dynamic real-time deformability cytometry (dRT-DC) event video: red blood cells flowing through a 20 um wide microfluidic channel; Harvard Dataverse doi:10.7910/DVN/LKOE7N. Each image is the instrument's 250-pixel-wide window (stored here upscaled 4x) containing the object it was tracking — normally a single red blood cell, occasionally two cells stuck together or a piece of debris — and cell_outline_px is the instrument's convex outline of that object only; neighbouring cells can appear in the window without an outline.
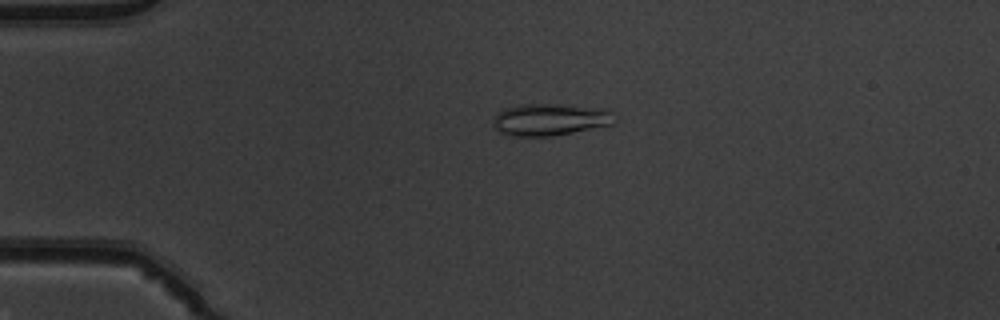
{"species": "common noctule bat (a hibernating species)", "species_latin": "Nyctalus noctula", "temperature_condition": "warm", "stored_images_in_passage": 51, "camera_frame_rate_fps": 3000, "um_per_image_px": 0.085, "animal": {"sex": "male", "body_mass_g": 19.5, "forearm_length_mm": 54.6}, "frame": {"image": 1, "passage_image": 12, "time_ms": 3.667, "image_size_px": [1000, 320], "cell_outline_px": [[612, 124], [552, 136], [512, 136], [500, 132], [496, 128], [492, 120], [496, 112], [504, 108], [520, 104], [556, 104], [604, 108], [612, 112]], "centroid_in_image_um": [46.68, 10.15], "position_along_channel_um": 38.3, "area_um2": 22.48}}
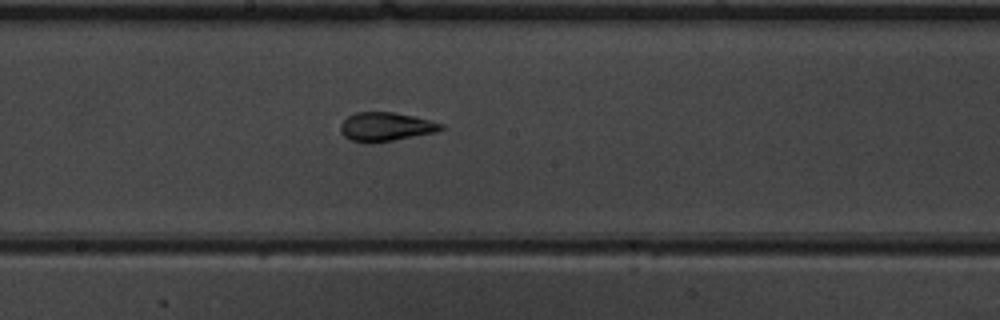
{"frame": {"image": 2, "passage_image": 28, "time_ms": 9.0, "image_size_px": [1000, 320], "cell_outline_px": [[444, 128], [436, 132], [392, 140], [368, 144], [364, 144], [352, 140], [344, 136], [340, 132], [340, 124], [348, 116], [356, 112], [392, 112], [412, 116], [444, 124]], "centroid_in_image_um": [32.75, 10.78], "position_along_channel_um": 215.5, "area_um2": 16.82}}
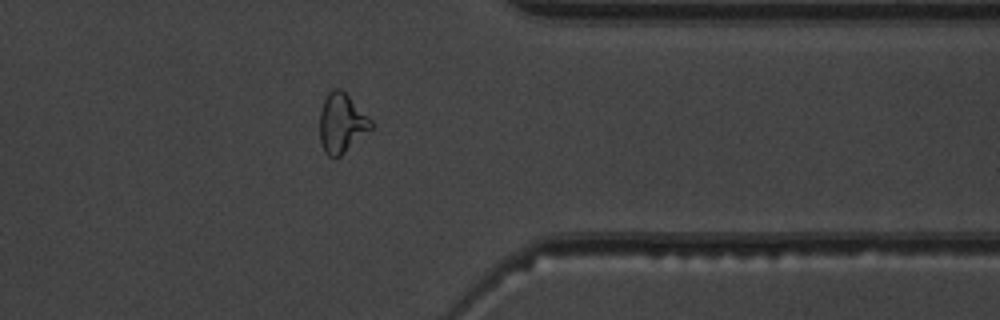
{"frame": {"image": 3, "passage_image": 41, "time_ms": 13.333, "image_size_px": [1000, 320], "cell_outline_px": [[372, 128], [340, 156], [328, 156], [324, 152], [320, 144], [320, 112], [324, 100], [328, 92], [332, 88], [340, 88], [372, 120]], "centroid_in_image_um": [29.02, 10.46], "position_along_channel_um": 382.4, "area_um2": 17.51}, "authors_computed_cell_mechanics": {"area_um2": 18.1492, "velocity_mm_per_s": 4.0402, "shape_relaxation_time_tau1_ms": null, "shape_relaxation_time_tau2_ms": 1.3497, "deformation_change_tau1": null, "deformation_change_tau2": 0.0793}}